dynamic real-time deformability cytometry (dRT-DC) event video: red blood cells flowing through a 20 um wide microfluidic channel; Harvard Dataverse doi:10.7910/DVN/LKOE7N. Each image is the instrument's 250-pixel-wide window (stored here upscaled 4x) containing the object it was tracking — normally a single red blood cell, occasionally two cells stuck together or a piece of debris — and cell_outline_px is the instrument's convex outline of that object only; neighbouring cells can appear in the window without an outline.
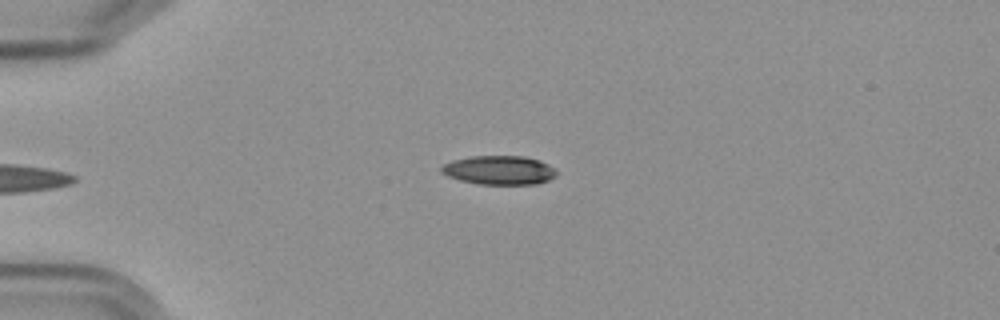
{"species": "Egyptian fruit bat (a non-hibernating species)", "species_latin": "Rousettus aegyptiacus", "temperature_condition": "cold", "stored_images_in_passage": 6, "camera_frame_rate_fps": 3000, "um_per_image_px": 0.085, "frame": {"image": 1, "passage_image": 6, "time_ms": 5.667, "image_size_px": [1000, 320], "cell_outline_px": [[556, 176], [548, 180], [536, 184], [476, 184], [460, 180], [448, 176], [440, 172], [440, 168], [444, 164], [452, 160], [472, 156], [524, 156], [540, 160], [548, 164], [556, 172]], "centroid_in_image_um": [42.41, 14.46], "position_along_channel_um": 42.6, "area_um2": 19.42}}